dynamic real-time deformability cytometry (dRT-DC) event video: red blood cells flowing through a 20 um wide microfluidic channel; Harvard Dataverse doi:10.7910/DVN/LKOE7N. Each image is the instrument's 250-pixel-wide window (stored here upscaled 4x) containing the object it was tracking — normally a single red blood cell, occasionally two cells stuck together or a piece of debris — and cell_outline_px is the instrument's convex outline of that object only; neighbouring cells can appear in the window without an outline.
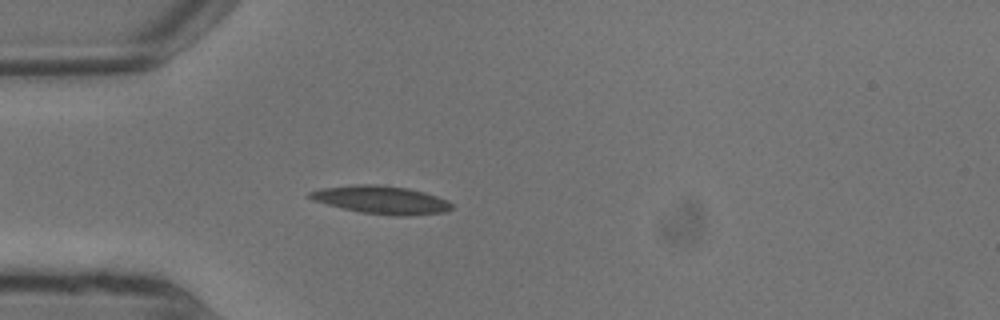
{"species": "common noctule bat (a hibernating species)", "species_latin": "Nyctalus noctula", "temperature_condition": "warm", "stored_images_in_passage": 2, "camera_frame_rate_fps": 3000, "um_per_image_px": 0.085, "animal": {"sex": "male", "body_mass_g": 13.3}, "frame": {"image": 1, "passage_image": 2, "time_ms": 0.333, "image_size_px": [1000, 320], "cell_outline_px": [[452, 208], [444, 212], [408, 216], [400, 216], [360, 212], [312, 200], [308, 196], [308, 192], [320, 188], [356, 184], [380, 184], [408, 188], [424, 192], [448, 200], [452, 204]], "centroid_in_image_um": [32.41, 16.97], "position_along_channel_um": 52.6, "area_um2": 23.12}}